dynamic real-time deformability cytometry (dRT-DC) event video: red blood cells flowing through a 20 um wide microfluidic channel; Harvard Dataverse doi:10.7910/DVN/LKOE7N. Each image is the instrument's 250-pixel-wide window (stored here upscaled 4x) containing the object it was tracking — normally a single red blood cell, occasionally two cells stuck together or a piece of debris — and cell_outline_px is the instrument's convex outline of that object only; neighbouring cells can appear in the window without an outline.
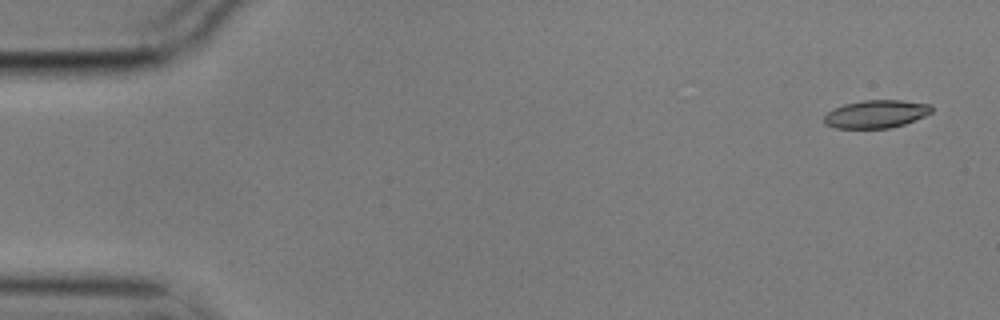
{"species": "common noctule bat (a hibernating species)", "species_latin": "Nyctalus noctula", "temperature_condition": "cold", "stored_images_in_passage": 5, "camera_frame_rate_fps": 3000, "um_per_image_px": 0.085, "animal": {"sex": "male", "body_mass_g": 17.9}, "frame": {"image": 1, "passage_image": 1, "time_ms": 0.0, "image_size_px": [1000, 320], "cell_outline_px": [[932, 112], [924, 116], [904, 124], [888, 128], [836, 128], [824, 124], [824, 116], [828, 112], [844, 104], [864, 100], [900, 100], [928, 104], [932, 108]], "centroid_in_image_um": [74.45, 9.69], "position_along_channel_um": 10.6, "area_um2": 17.28}}
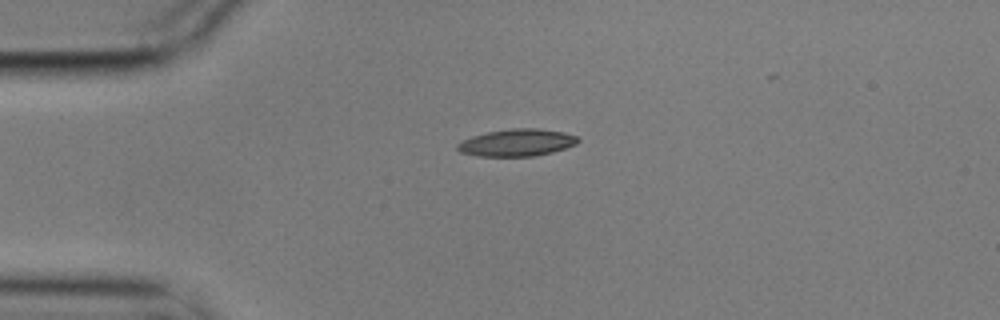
{"frame": {"image": 2, "passage_image": 4, "time_ms": 1.0, "image_size_px": [1000, 320], "cell_outline_px": [[580, 140], [576, 144], [552, 152], [532, 156], [480, 156], [460, 152], [456, 148], [456, 144], [472, 136], [488, 132], [512, 128], [536, 128], [564, 132], [576, 136]], "centroid_in_image_um": [43.93, 12.12], "position_along_channel_um": 41.1, "area_um2": 18.9}}